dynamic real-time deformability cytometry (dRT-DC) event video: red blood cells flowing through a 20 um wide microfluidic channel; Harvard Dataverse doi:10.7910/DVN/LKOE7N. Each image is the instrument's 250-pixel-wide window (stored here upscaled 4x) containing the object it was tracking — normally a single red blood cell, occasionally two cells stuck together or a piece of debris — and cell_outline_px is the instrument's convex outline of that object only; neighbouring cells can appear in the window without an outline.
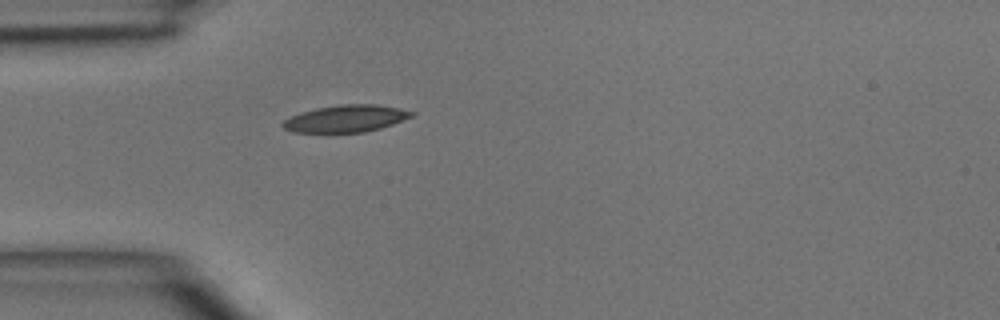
{"species": "common noctule bat (a hibernating species)", "species_latin": "Nyctalus noctula", "temperature_condition": "room temperature", "stored_images_in_passage": 1, "camera_frame_rate_fps": 3000, "um_per_image_px": 0.085, "animal": {"sex": "male", "body_mass_g": 15.6}, "frame": {"image": 1, "passage_image": 1, "time_ms": 0.0, "image_size_px": [1000, 320], "cell_outline_px": [[416, 112], [412, 116], [392, 124], [380, 128], [364, 132], [296, 132], [284, 128], [280, 124], [284, 120], [300, 112], [316, 108], [340, 104], [376, 104]], "centroid_in_image_um": [29.38, 10.07], "position_along_channel_um": 55.6, "area_um2": 20.06}}